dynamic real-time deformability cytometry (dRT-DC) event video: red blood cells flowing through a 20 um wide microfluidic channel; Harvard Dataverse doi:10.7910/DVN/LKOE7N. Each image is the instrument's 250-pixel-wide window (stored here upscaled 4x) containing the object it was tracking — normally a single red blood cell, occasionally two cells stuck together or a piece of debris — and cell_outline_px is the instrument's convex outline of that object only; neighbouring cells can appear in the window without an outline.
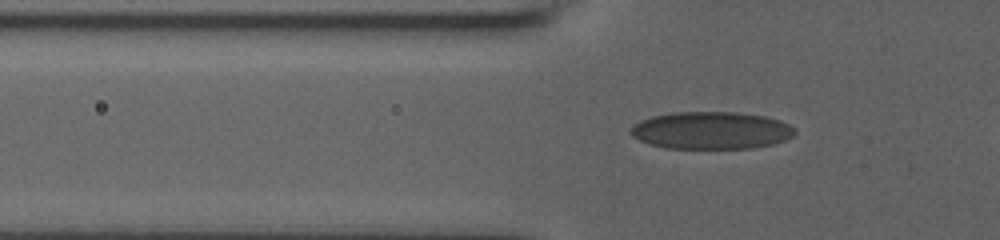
{"species": "human", "species_latin": "Homo sapiens", "temperature_condition": "room temperature", "stored_images_in_passage": 46, "camera_frame_rate_fps": 3000, "um_per_image_px": 0.085, "donor": {"sex": "male"}, "frame": {"image": 1, "passage_image": 14, "time_ms": 4.333, "image_size_px": [1000, 240], "cell_outline_px": [[796, 132], [792, 136], [784, 140], [772, 144], [752, 148], [664, 148], [648, 144], [632, 136], [628, 132], [632, 124], [640, 120], [652, 116], [672, 112], [736, 112], [764, 116], [780, 120], [796, 128]], "centroid_in_image_um": [60.41, 11.08], "position_along_channel_um": 65.4, "area_um2": 36.01}}
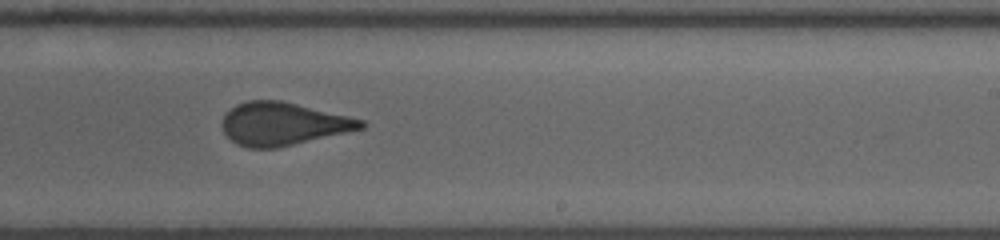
{"frame": {"image": 2, "passage_image": 30, "time_ms": 9.667, "image_size_px": [1000, 240], "cell_outline_px": [[368, 124], [364, 128], [276, 148], [248, 148], [236, 144], [224, 132], [224, 116], [236, 104], [248, 100], [280, 100], [348, 116], [364, 120]], "centroid_in_image_um": [24.07, 10.53], "position_along_channel_um": 264.9, "area_um2": 34.22}}
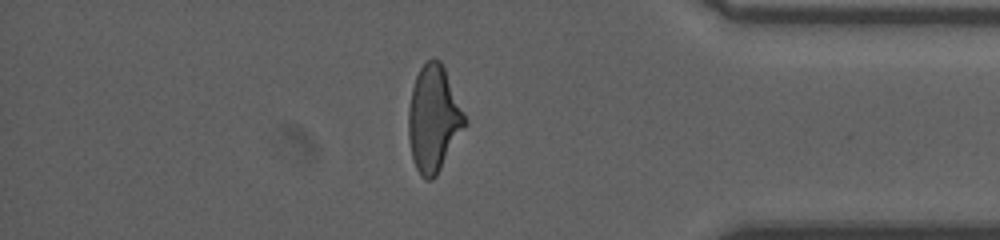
{"frame": {"image": 3, "passage_image": 42, "time_ms": 13.667, "image_size_px": [1000, 240], "cell_outline_px": [[468, 120], [436, 176], [432, 180], [428, 180], [420, 176], [412, 160], [408, 136], [408, 108], [412, 88], [416, 76], [420, 68], [428, 60], [440, 60], [444, 68]], "centroid_in_image_um": [36.83, 10.12], "position_along_channel_um": 398.4, "area_um2": 34.51}}